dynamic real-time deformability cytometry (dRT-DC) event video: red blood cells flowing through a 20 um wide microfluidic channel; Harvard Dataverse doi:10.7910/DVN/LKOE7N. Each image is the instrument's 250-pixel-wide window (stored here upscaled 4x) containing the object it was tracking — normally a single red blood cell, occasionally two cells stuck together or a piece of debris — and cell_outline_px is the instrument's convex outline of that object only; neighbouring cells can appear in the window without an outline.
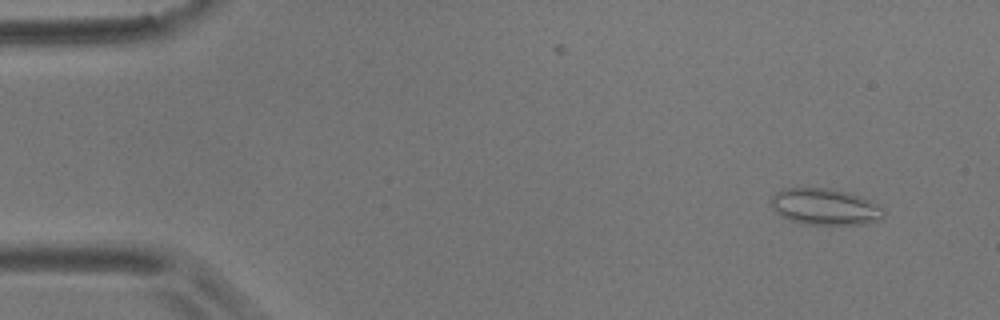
{"species": "common noctule bat (a hibernating species)", "species_latin": "Nyctalus noctula", "temperature_condition": "room temperature", "stored_images_in_passage": 37, "camera_frame_rate_fps": 3000, "um_per_image_px": 0.085, "animal": {"sex": "male", "body_mass_g": 17.9}, "frame": {"image": 1, "passage_image": 1, "time_ms": 0.0, "image_size_px": [1000, 320], "cell_outline_px": [[884, 216], [880, 220], [868, 224], [800, 224], [780, 216], [772, 208], [768, 200], [776, 192], [784, 188], [828, 188], [848, 192], [860, 196], [880, 204], [884, 208]], "centroid_in_image_um": [70.13, 17.58], "position_along_channel_um": 14.9, "area_um2": 24.33}}
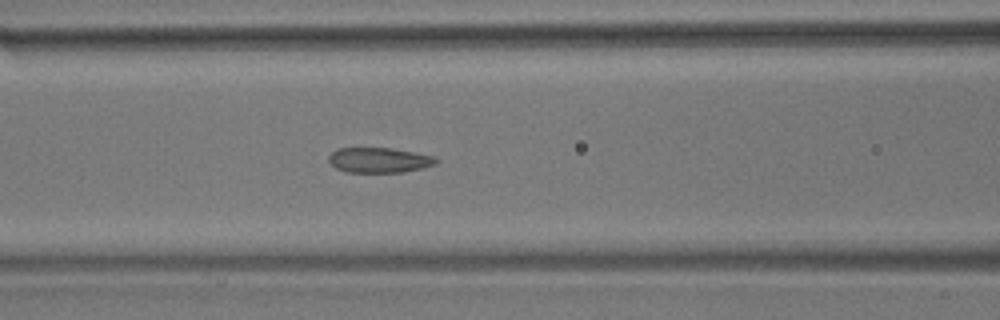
{"frame": {"image": 2, "passage_image": 20, "time_ms": 6.333, "image_size_px": [1000, 320], "cell_outline_px": [[440, 160], [436, 164], [424, 168], [404, 172], [344, 172], [336, 168], [328, 160], [328, 156], [336, 148], [392, 148], [436, 156]], "centroid_in_image_um": [32.26, 13.61], "position_along_channel_um": 134.3, "area_um2": 15.95}}
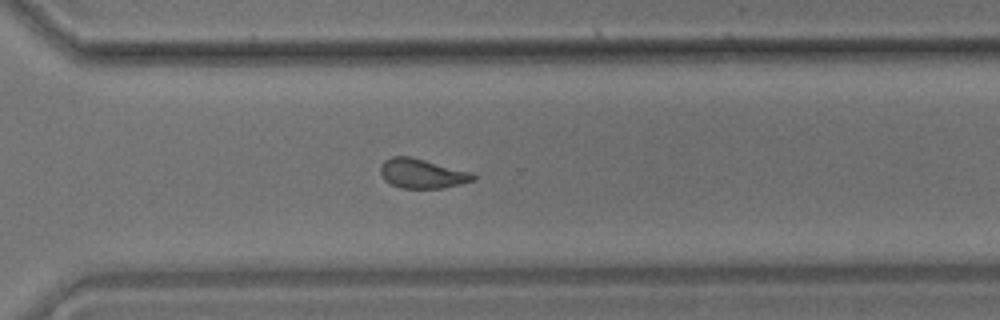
{"frame": {"image": 3, "passage_image": 37, "time_ms": 12.0, "image_size_px": [1000, 320], "cell_outline_px": [[476, 180], [444, 188], [400, 188], [384, 180], [380, 172], [380, 164], [384, 160], [392, 156], [408, 156], [472, 172], [476, 176]], "centroid_in_image_um": [35.87, 14.75], "position_along_channel_um": 334.7, "area_um2": 15.95}}